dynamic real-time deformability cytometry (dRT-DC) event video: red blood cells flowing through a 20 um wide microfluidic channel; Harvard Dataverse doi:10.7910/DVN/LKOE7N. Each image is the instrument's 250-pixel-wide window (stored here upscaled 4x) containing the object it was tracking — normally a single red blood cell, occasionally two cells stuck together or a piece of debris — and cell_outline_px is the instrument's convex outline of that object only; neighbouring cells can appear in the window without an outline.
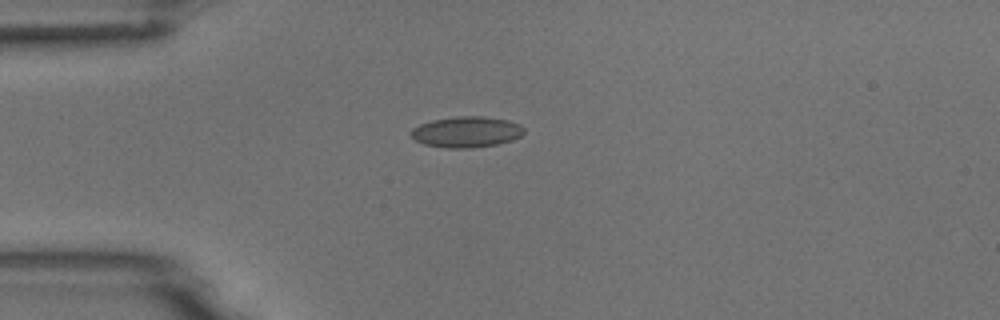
{"species": "common noctule bat (a hibernating species)", "species_latin": "Nyctalus noctula", "temperature_condition": "room temperature", "stored_images_in_passage": 6, "camera_frame_rate_fps": 3000, "um_per_image_px": 0.085, "animal": {"sex": "male", "body_mass_g": 18.8}, "frame": {"image": 1, "passage_image": 6, "time_ms": 6.0, "image_size_px": [1000, 320], "cell_outline_px": [[524, 132], [520, 136], [512, 140], [496, 144], [472, 148], [448, 148], [424, 144], [416, 140], [412, 136], [412, 128], [420, 124], [432, 120], [456, 116], [484, 116], [508, 120], [520, 124], [524, 128]], "centroid_in_image_um": [39.67, 11.2], "position_along_channel_um": 45.3, "area_um2": 20.29}}